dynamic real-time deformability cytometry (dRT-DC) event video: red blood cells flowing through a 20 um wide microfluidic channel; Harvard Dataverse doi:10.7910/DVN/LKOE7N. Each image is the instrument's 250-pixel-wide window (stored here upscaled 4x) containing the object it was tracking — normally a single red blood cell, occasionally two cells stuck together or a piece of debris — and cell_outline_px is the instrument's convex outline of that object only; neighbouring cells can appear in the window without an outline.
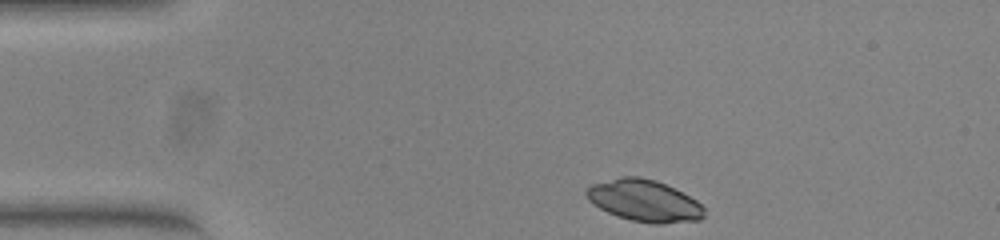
{"species": "common noctule bat (a hibernating species)", "species_latin": "Nyctalus noctula", "temperature_condition": "warm", "stored_images_in_passage": 36, "camera_frame_rate_fps": 3000, "um_per_image_px": 0.085, "animal": {"sex": "female", "body_mass_g": 23.0, "forearm_length_mm": 53.4}, "frame": {"image": 1, "passage_image": 1, "time_ms": 0.0, "image_size_px": [1000, 240], "cell_outline_px": [[704, 216], [700, 220], [660, 224], [656, 224], [632, 220], [616, 216], [592, 204], [588, 200], [584, 192], [592, 184], [620, 176], [640, 176], [656, 180], [696, 200], [704, 208]], "centroid_in_image_um": [54.73, 17.06], "position_along_channel_um": 30.3, "area_um2": 28.55}}
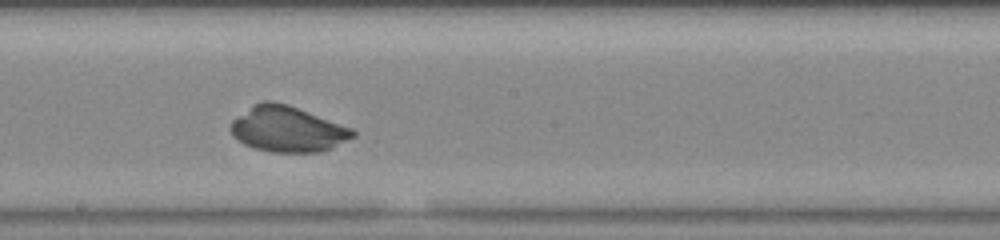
{"frame": {"image": 2, "passage_image": 21, "time_ms": 6.667, "image_size_px": [1000, 240], "cell_outline_px": [[356, 136], [332, 148], [320, 152], [268, 152], [252, 148], [244, 144], [232, 136], [228, 128], [232, 120], [256, 104], [264, 100], [272, 100], [288, 104], [352, 128], [356, 132]], "centroid_in_image_um": [24.43, 10.99], "position_along_channel_um": 223.8, "area_um2": 32.6}}
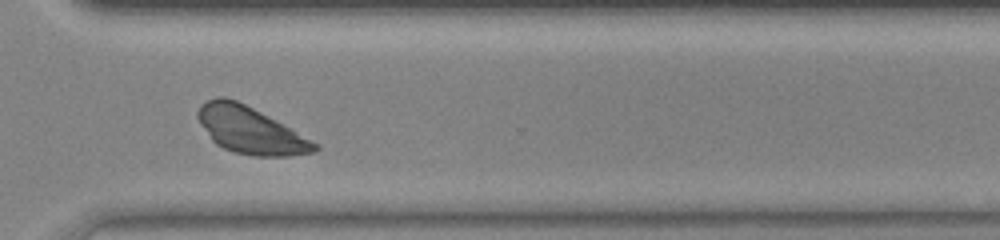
{"frame": {"image": 3, "passage_image": 31, "time_ms": 10.0, "image_size_px": [1000, 240], "cell_outline_px": [[320, 148], [316, 152], [288, 156], [256, 156], [236, 152], [224, 148], [216, 144], [212, 140], [200, 124], [196, 116], [196, 112], [200, 104], [208, 100], [220, 96], [224, 96], [236, 100], [260, 112], [320, 144]], "centroid_in_image_um": [21.27, 11.07], "position_along_channel_um": 349.3, "area_um2": 31.62}}